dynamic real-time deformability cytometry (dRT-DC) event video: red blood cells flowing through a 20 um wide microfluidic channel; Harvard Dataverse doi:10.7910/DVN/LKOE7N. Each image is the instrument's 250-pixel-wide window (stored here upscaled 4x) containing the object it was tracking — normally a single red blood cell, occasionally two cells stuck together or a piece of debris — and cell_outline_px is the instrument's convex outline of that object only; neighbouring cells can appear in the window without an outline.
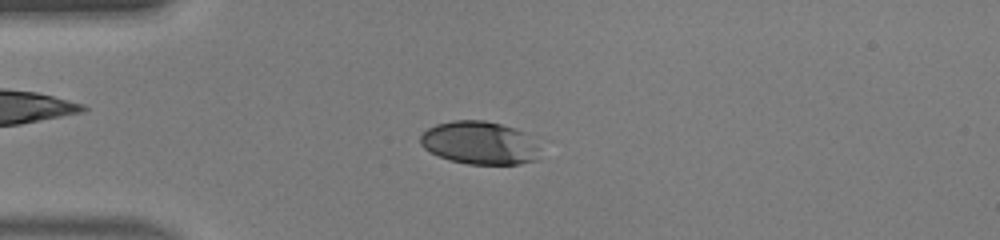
{"species": "human", "species_latin": "Homo sapiens", "temperature_condition": "warm", "stored_images_in_passage": 46, "camera_frame_rate_fps": 3000, "um_per_image_px": 0.085, "donor": {"sex": "male"}, "frame": {"image": 1, "passage_image": 12, "time_ms": 3.667, "image_size_px": [1000, 240], "cell_outline_px": [[540, 160], [520, 164], [468, 164], [452, 160], [440, 156], [424, 148], [420, 144], [420, 136], [428, 128], [436, 124], [452, 120], [484, 120], [516, 128], [524, 132], [540, 144]], "centroid_in_image_um": [40.84, 12.15], "position_along_channel_um": 44.2, "area_um2": 30.35}}
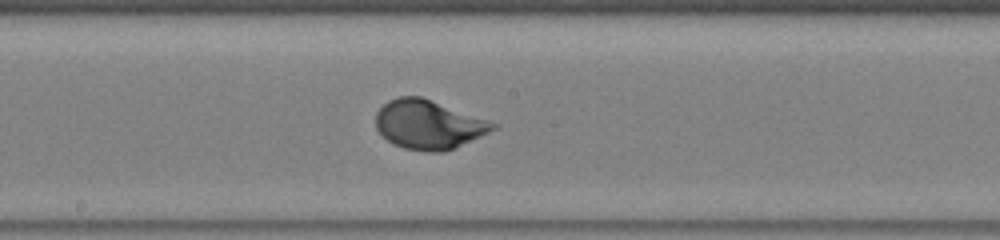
{"frame": {"image": 2, "passage_image": 25, "time_ms": 8.0, "image_size_px": [1000, 240], "cell_outline_px": [[500, 124], [496, 128], [488, 132], [444, 152], [428, 152], [404, 148], [392, 144], [376, 128], [376, 112], [388, 100], [400, 96], [420, 96]], "centroid_in_image_um": [36.4, 10.58], "position_along_channel_um": 211.8, "area_um2": 33.12}}
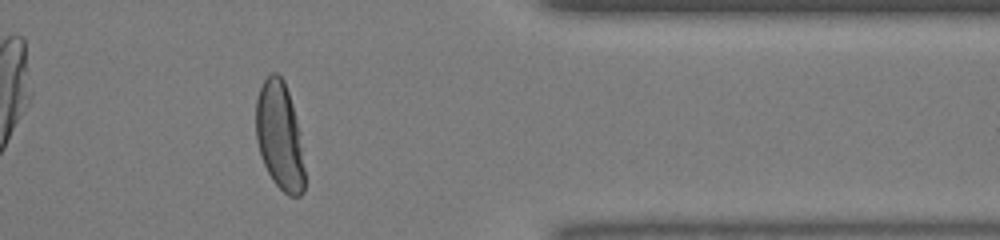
{"frame": {"image": 3, "passage_image": 38, "time_ms": 12.333, "image_size_px": [1000, 240], "cell_outline_px": [[304, 192], [300, 196], [288, 196], [272, 180], [264, 164], [256, 140], [256, 100], [260, 88], [264, 80], [272, 72], [276, 72], [284, 80], [292, 104], [296, 120], [304, 168]], "centroid_in_image_um": [23.75, 11.57], "position_along_channel_um": 387.7, "area_um2": 30.17}, "authors_computed_cell_mechanics": {"area_um2": 32.6859, "velocity_mm_per_s": 4.4285, "shape_relaxation_time_tau1_ms": 2.8093, "shape_relaxation_time_tau2_ms": null, "deformation_change_tau1": 0.2059, "deformation_change_tau2": null}}